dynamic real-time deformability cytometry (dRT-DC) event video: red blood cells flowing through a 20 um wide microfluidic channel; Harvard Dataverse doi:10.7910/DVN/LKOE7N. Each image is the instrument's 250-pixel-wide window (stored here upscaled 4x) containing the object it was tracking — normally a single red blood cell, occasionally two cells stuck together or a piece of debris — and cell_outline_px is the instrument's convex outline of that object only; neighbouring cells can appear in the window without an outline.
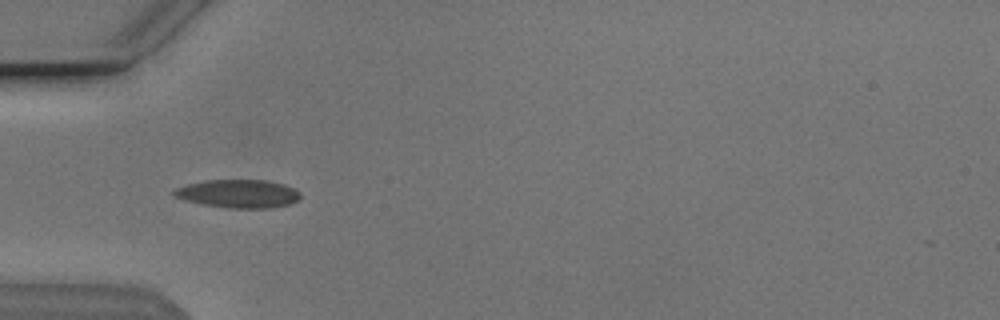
{"species": "Egyptian fruit bat (a non-hibernating species)", "species_latin": "Rousettus aegyptiacus", "temperature_condition": "cold", "stored_images_in_passage": 41, "camera_frame_rate_fps": 3000, "um_per_image_px": 0.085, "animal": {"sex": "male"}, "frame": {"image": 1, "passage_image": 5, "time_ms": 1.333, "image_size_px": [1000, 320], "cell_outline_px": [[300, 200], [292, 204], [272, 208], [228, 208], [204, 204], [184, 200], [172, 196], [172, 192], [176, 188], [188, 184], [208, 180], [264, 180], [284, 184], [300, 192]], "centroid_in_image_um": [20.28, 16.47], "position_along_channel_um": 64.7, "area_um2": 20.87}}
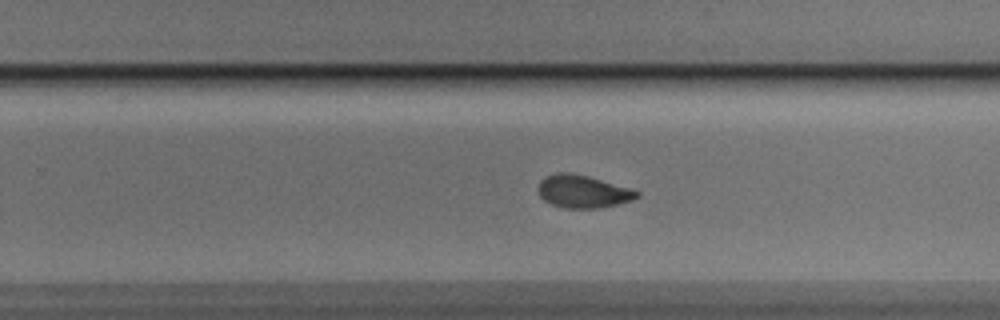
{"frame": {"image": 2, "passage_image": 22, "time_ms": 7.0, "image_size_px": [1000, 320], "cell_outline_px": [[640, 196], [632, 200], [600, 208], [564, 208], [552, 204], [544, 200], [540, 196], [536, 188], [540, 180], [548, 176], [560, 172], [568, 172], [588, 176], [640, 192]], "centroid_in_image_um": [49.5, 16.28], "position_along_channel_um": 280.3, "area_um2": 18.61}}
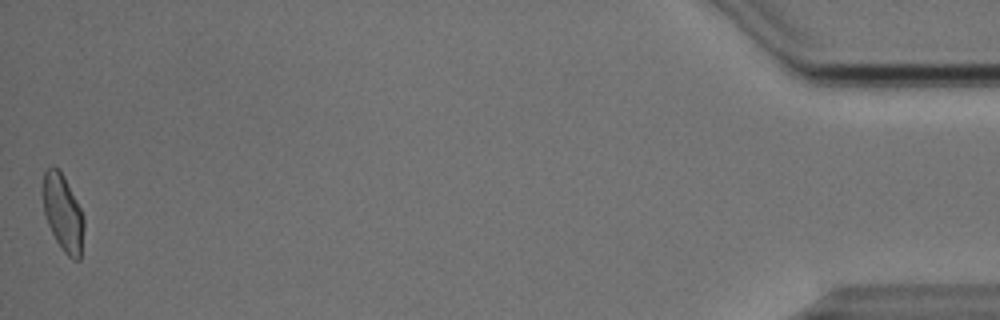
{"frame": {"image": 3, "passage_image": 41, "time_ms": 13.333, "image_size_px": [1000, 320], "cell_outline_px": [[84, 228], [80, 260], [72, 260], [64, 252], [56, 240], [48, 224], [44, 212], [44, 172], [52, 164], [64, 176], [84, 216]], "centroid_in_image_um": [5.38, 18.13], "position_along_channel_um": 429.8, "area_um2": 18.03}, "authors_computed_cell_mechanics": {"area_um2": 19.0162, "velocity_mm_per_s": 3.8396, "shape_relaxation_time_tau1_ms": 3.8391, "shape_relaxation_time_tau2_ms": 1.3776, "deformation_change_tau1": 0.1322, "deformation_change_tau2": 0.0599}}